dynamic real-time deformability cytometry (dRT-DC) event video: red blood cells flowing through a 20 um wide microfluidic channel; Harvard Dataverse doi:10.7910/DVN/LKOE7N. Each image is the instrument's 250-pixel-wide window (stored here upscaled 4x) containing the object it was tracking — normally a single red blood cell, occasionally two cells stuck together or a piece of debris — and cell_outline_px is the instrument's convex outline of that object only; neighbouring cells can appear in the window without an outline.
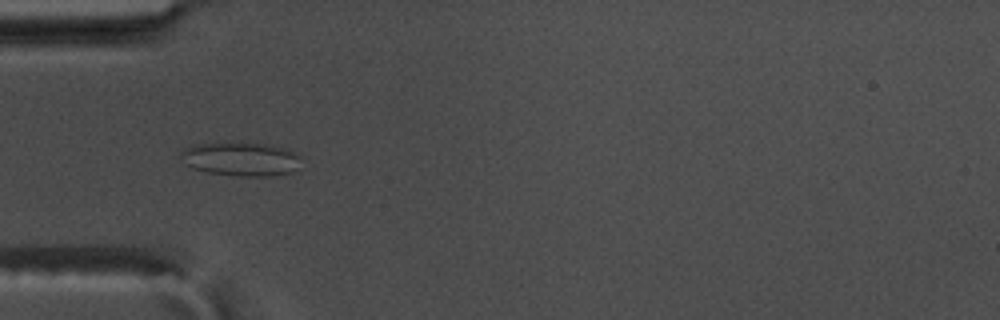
{"species": "common noctule bat (a hibernating species)", "species_latin": "Nyctalus noctula", "temperature_condition": "warm", "stored_images_in_passage": 57, "camera_frame_rate_fps": 3000, "um_per_image_px": 0.085, "animal": {"sex": "male", "body_mass_g": 17.5, "forearm_length_mm": 52.3}, "frame": {"image": 1, "passage_image": 18, "time_ms": 5.667, "image_size_px": [1000, 320], "cell_outline_px": [[300, 168], [292, 172], [272, 176], [236, 176], [208, 172], [192, 168], [184, 164], [180, 160], [180, 152], [192, 144], [264, 144], [296, 152], [300, 156]], "centroid_in_image_um": [20.47, 13.55], "position_along_channel_um": 64.5, "area_um2": 23.47}}
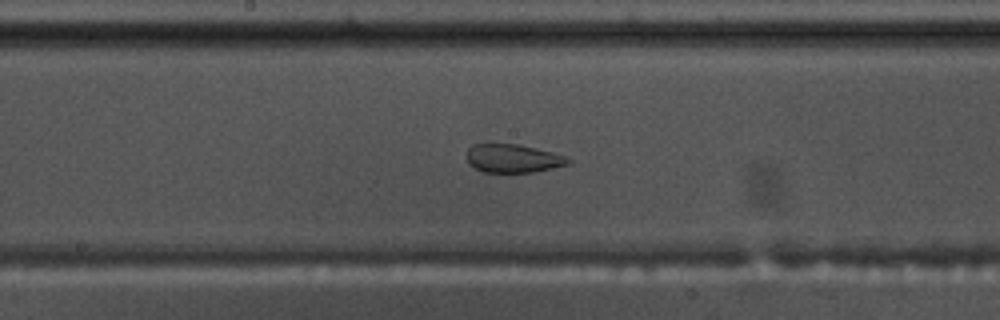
{"frame": {"image": 2, "passage_image": 30, "time_ms": 9.667, "image_size_px": [1000, 320], "cell_outline_px": [[572, 160], [568, 164], [536, 172], [484, 172], [468, 164], [468, 148], [472, 144], [520, 144], [552, 152], [564, 156]], "centroid_in_image_um": [43.61, 13.46], "position_along_channel_um": 204.6, "area_um2": 16.7}}
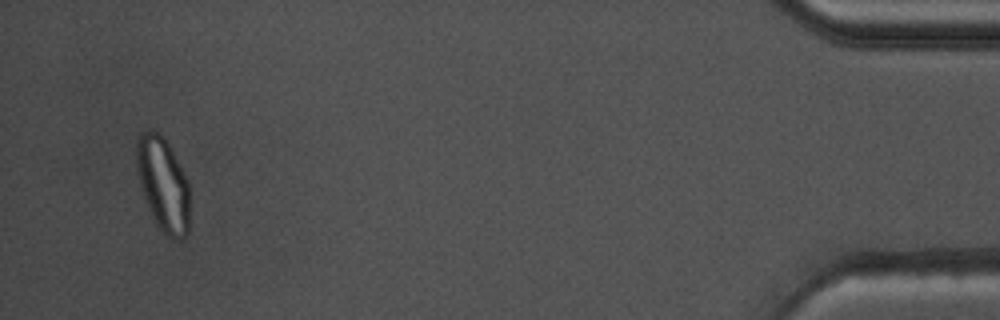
{"frame": {"image": 3, "passage_image": 55, "time_ms": 18.0, "image_size_px": [1000, 320], "cell_outline_px": [[188, 232], [180, 240], [172, 240], [164, 236], [160, 232], [148, 208], [136, 172], [136, 136], [140, 132], [152, 128], [164, 136], [188, 180]], "centroid_in_image_um": [13.83, 15.64], "position_along_channel_um": 421.4, "area_um2": 29.59}}